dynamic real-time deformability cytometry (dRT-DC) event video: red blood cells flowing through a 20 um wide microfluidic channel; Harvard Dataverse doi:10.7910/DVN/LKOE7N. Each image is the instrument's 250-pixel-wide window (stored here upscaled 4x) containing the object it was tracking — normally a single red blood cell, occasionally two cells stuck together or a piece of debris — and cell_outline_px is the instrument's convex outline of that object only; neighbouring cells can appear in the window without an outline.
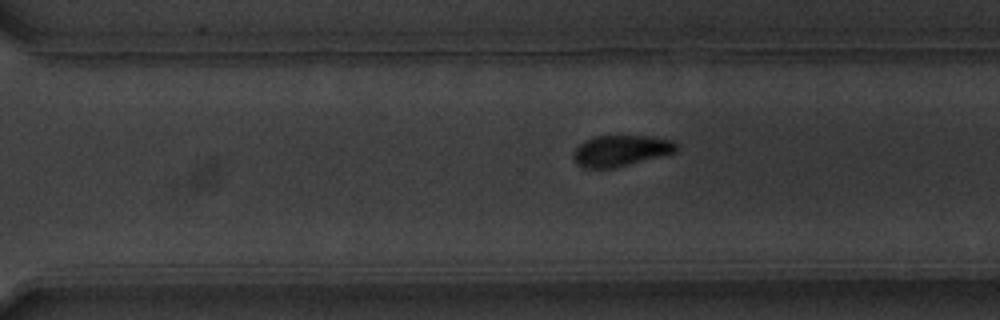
{"species": "common noctule bat (a hibernating species)", "species_latin": "Nyctalus noctula", "temperature_condition": "warm", "stored_images_in_passage": 40, "camera_frame_rate_fps": 3000, "um_per_image_px": 0.085, "animal": {"sex": "male", "body_mass_g": 20.1, "forearm_length_mm": 53.5}, "frame": {"image": 1, "passage_image": 24, "time_ms": 7.667, "image_size_px": [1000, 320], "cell_outline_px": [[676, 152], [612, 168], [584, 168], [576, 164], [572, 156], [572, 152], [584, 140], [596, 136], [652, 136], [672, 140], [676, 144]], "centroid_in_image_um": [52.72, 12.8], "position_along_channel_um": 317.9, "area_um2": 18.5}}
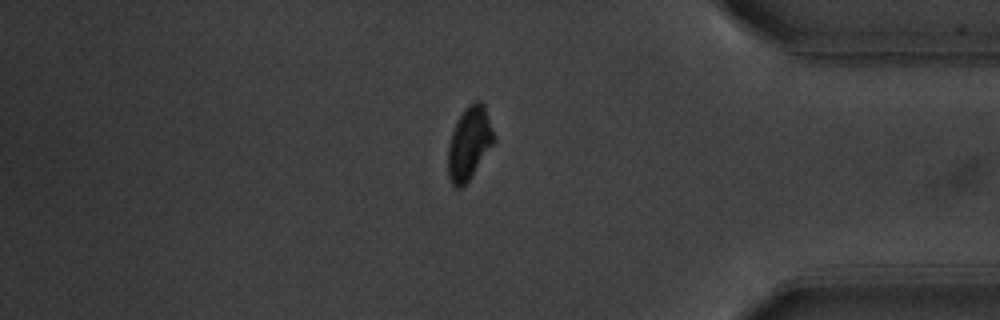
{"frame": {"image": 2, "passage_image": 32, "time_ms": 10.333, "image_size_px": [1000, 320], "cell_outline_px": [[496, 140], [468, 180], [460, 188], [456, 188], [452, 184], [448, 176], [448, 144], [452, 132], [464, 108], [472, 100], [480, 100], [484, 104], [496, 136]], "centroid_in_image_um": [39.9, 12.13], "position_along_channel_um": 395.3, "area_um2": 19.48}}
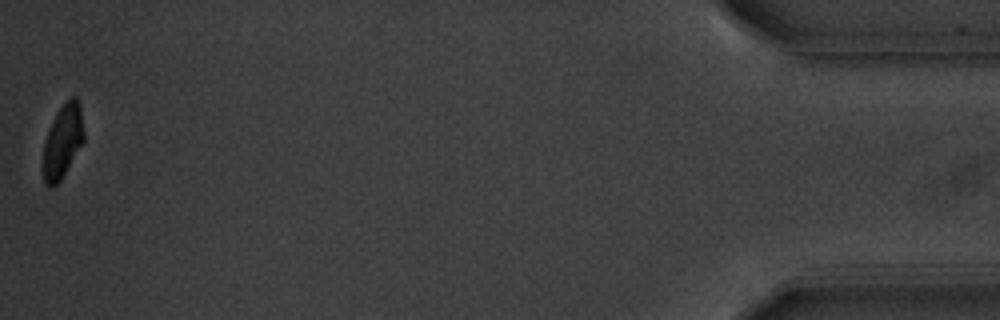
{"frame": {"image": 3, "passage_image": 40, "time_ms": 13.0, "image_size_px": [1000, 320], "cell_outline_px": [[84, 140], [60, 180], [52, 188], [48, 188], [44, 184], [44, 144], [48, 132], [56, 112], [72, 96], [76, 96], [80, 104], [84, 132]], "centroid_in_image_um": [5.34, 12.0], "position_along_channel_um": 429.9, "area_um2": 17.05}, "authors_computed_cell_mechanics": {"area_um2": 19.652, "velocity_mm_per_s": 3.7026, "shape_relaxation_time_tau1_ms": 3.3555, "shape_relaxation_time_tau2_ms": 6.1982, "deformation_change_tau1": 0.146, "deformation_change_tau2": 0.0844}}